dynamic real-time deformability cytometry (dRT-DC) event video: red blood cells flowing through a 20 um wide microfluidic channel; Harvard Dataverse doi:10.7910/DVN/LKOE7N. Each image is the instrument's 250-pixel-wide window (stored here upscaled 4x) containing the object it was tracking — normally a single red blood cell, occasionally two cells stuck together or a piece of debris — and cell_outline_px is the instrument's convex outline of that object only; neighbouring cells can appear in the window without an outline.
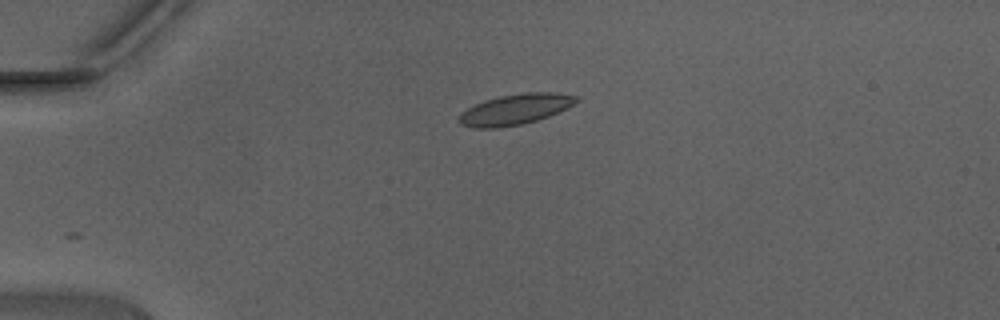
{"species": "Egyptian fruit bat (a non-hibernating species)", "species_latin": "Rousettus aegyptiacus", "temperature_condition": "warm", "stored_images_in_passage": 36, "camera_frame_rate_fps": 3000, "um_per_image_px": 0.085, "animal": {"sex": "male"}, "frame": {"image": 1, "passage_image": 1, "time_ms": 0.0, "image_size_px": [1000, 320], "cell_outline_px": [[580, 100], [568, 108], [548, 116], [536, 120], [520, 124], [496, 128], [472, 128], [460, 124], [456, 120], [460, 112], [484, 100], [500, 96], [524, 92], [552, 92], [580, 96]], "centroid_in_image_um": [43.79, 9.29], "position_along_channel_um": 41.2, "area_um2": 21.04}}
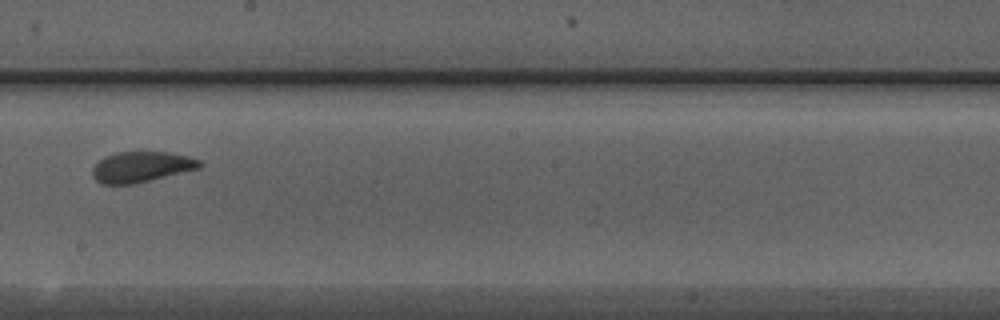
{"frame": {"image": 2, "passage_image": 17, "time_ms": 5.333, "image_size_px": [1000, 320], "cell_outline_px": [[204, 164], [200, 168], [132, 184], [100, 184], [92, 176], [92, 168], [104, 156], [116, 152], [168, 152], [188, 156], [200, 160]], "centroid_in_image_um": [12.0, 14.18], "position_along_channel_um": 236.2, "area_um2": 19.07}}
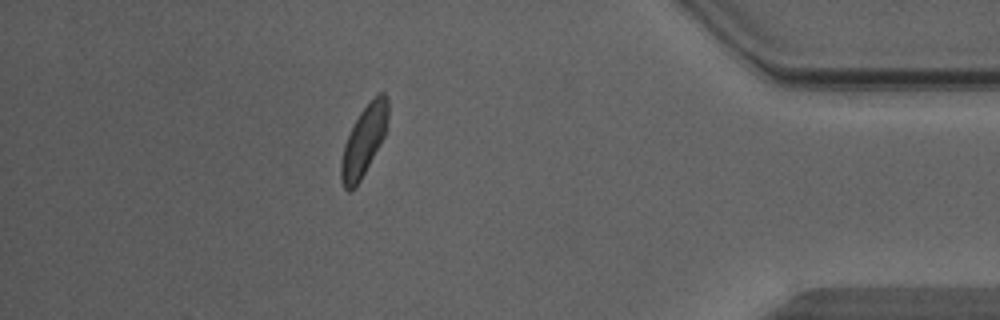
{"frame": {"image": 3, "passage_image": 31, "time_ms": 10.0, "image_size_px": [1000, 320], "cell_outline_px": [[388, 116], [384, 136], [380, 144], [360, 180], [348, 192], [344, 188], [340, 180], [340, 160], [344, 144], [360, 112], [380, 92], [384, 92], [388, 100]], "centroid_in_image_um": [30.91, 11.99], "position_along_channel_um": 404.3, "area_um2": 18.67}, "authors_computed_cell_mechanics": {"area_um2": 19.3052, "velocity_mm_per_s": 4.4162, "shape_relaxation_time_tau1_ms": 2.6278, "shape_relaxation_time_tau2_ms": 1.4615, "deformation_change_tau1": 0.0776, "deformation_change_tau2": 0.0384}}